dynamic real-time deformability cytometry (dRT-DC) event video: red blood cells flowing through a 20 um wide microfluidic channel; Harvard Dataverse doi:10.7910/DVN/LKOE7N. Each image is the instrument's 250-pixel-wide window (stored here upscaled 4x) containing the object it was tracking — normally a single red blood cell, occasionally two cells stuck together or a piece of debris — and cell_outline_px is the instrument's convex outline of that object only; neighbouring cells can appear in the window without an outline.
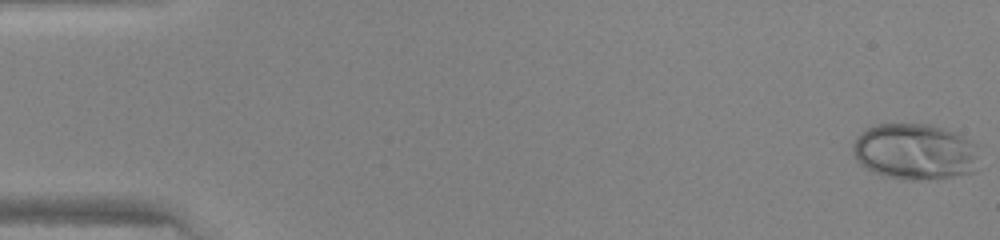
{"species": "human", "species_latin": "Homo sapiens", "temperature_condition": "warm", "stored_images_in_passage": 47, "camera_frame_rate_fps": 3000, "um_per_image_px": 0.085, "donor": {"sex": "female"}, "frame": {"image": 1, "passage_image": 1, "time_ms": 0.0, "image_size_px": [1000, 240], "cell_outline_px": [[976, 156], [972, 172], [948, 176], [912, 180], [888, 176], [872, 172], [864, 168], [860, 164], [852, 148], [852, 144], [856, 136], [864, 128], [876, 124], [932, 124], [956, 132], [972, 140], [976, 144]], "centroid_in_image_um": [77.7, 12.85], "position_along_channel_um": 7.3, "area_um2": 41.04}}
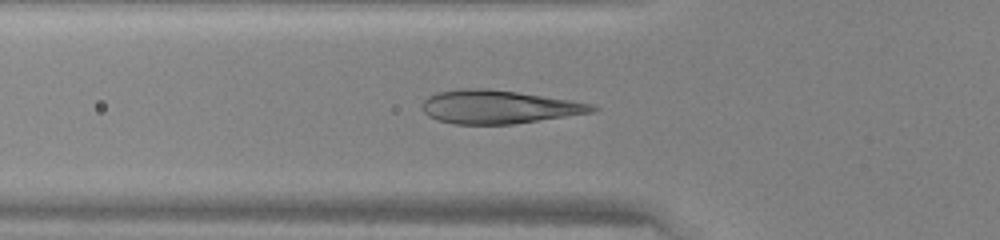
{"frame": {"image": 2, "passage_image": 17, "time_ms": 5.333, "image_size_px": [1000, 240], "cell_outline_px": [[600, 108], [596, 112], [512, 124], [452, 124], [436, 120], [428, 116], [420, 108], [420, 104], [428, 96], [436, 92], [460, 88], [488, 88], [572, 100], [592, 104]], "centroid_in_image_um": [42.35, 9.08], "position_along_channel_um": 83.5, "area_um2": 33.41}}
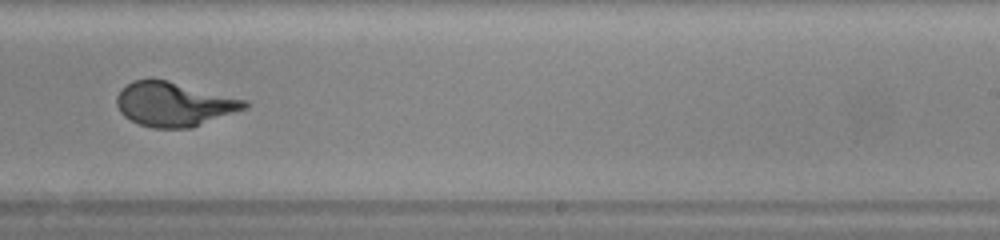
{"frame": {"image": 3, "passage_image": 30, "time_ms": 9.667, "image_size_px": [1000, 240], "cell_outline_px": [[248, 108], [192, 128], [152, 128], [140, 124], [124, 116], [120, 112], [116, 104], [116, 96], [132, 80], [168, 80], [248, 100]], "centroid_in_image_um": [14.83, 8.87], "position_along_channel_um": 274.2, "area_um2": 32.95}}